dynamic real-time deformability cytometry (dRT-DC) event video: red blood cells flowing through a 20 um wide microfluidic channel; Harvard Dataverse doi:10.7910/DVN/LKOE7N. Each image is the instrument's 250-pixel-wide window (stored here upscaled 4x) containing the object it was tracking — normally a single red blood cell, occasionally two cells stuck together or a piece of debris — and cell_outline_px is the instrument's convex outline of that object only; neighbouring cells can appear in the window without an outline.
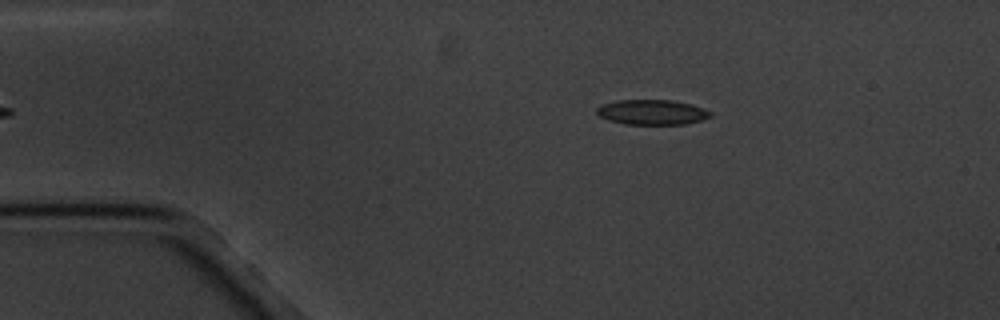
{"species": "common noctule bat (a hibernating species)", "species_latin": "Nyctalus noctula", "temperature_condition": "cold", "stored_images_in_passage": 4, "camera_frame_rate_fps": 3000, "um_per_image_px": 0.085, "animal": {"sex": "male", "body_mass_g": 20.1, "forearm_length_mm": 53.5}, "frame": {"image": 1, "passage_image": 4, "time_ms": 4.0, "image_size_px": [1000, 320], "cell_outline_px": [[712, 116], [700, 120], [684, 124], [624, 124], [608, 120], [600, 116], [596, 112], [596, 108], [604, 104], [616, 100], [672, 100], [692, 104], [704, 108], [712, 112]], "centroid_in_image_um": [55.43, 9.53], "position_along_channel_um": 29.6, "area_um2": 16.59}}